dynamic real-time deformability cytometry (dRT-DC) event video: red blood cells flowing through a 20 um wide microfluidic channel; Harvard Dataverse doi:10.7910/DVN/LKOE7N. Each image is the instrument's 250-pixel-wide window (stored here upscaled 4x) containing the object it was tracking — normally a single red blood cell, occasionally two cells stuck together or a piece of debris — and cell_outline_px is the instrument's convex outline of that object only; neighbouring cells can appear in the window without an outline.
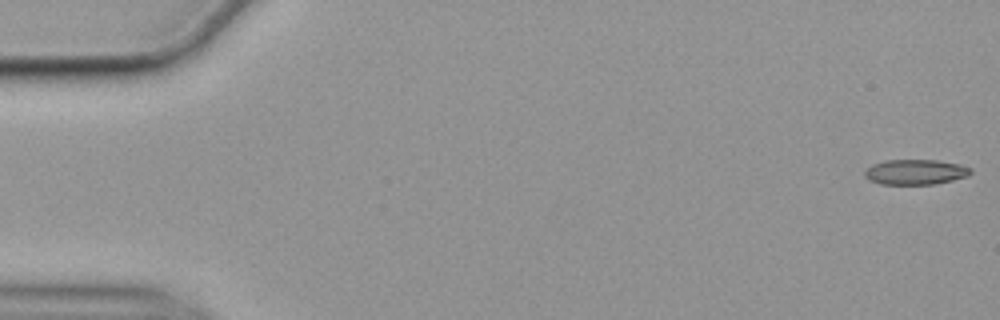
{"species": "common noctule bat (a hibernating species)", "species_latin": "Nyctalus noctula", "temperature_condition": "cold", "stored_images_in_passage": 50, "camera_frame_rate_fps": 3000, "um_per_image_px": 0.085, "animal": {"sex": "female", "body_mass_g": 19.9}, "frame": {"image": 1, "passage_image": 1, "time_ms": 0.0, "image_size_px": [1000, 320], "cell_outline_px": [[972, 172], [968, 176], [952, 180], [932, 184], [880, 184], [868, 180], [864, 176], [864, 172], [872, 164], [884, 160], [936, 160], [960, 164], [972, 168]], "centroid_in_image_um": [77.8, 14.61], "position_along_channel_um": 7.2, "area_um2": 15.61}}
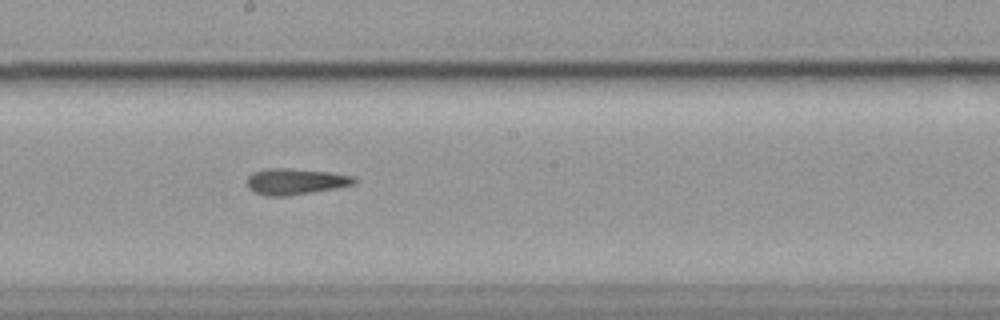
{"frame": {"image": 2, "passage_image": 31, "time_ms": 10.0, "image_size_px": [1000, 320], "cell_outline_px": [[356, 184], [336, 188], [288, 196], [264, 196], [248, 188], [248, 176], [252, 172], [264, 168], [288, 168], [332, 172], [352, 176], [356, 180]], "centroid_in_image_um": [25.1, 15.42], "position_along_channel_um": 223.1, "area_um2": 16.42}}
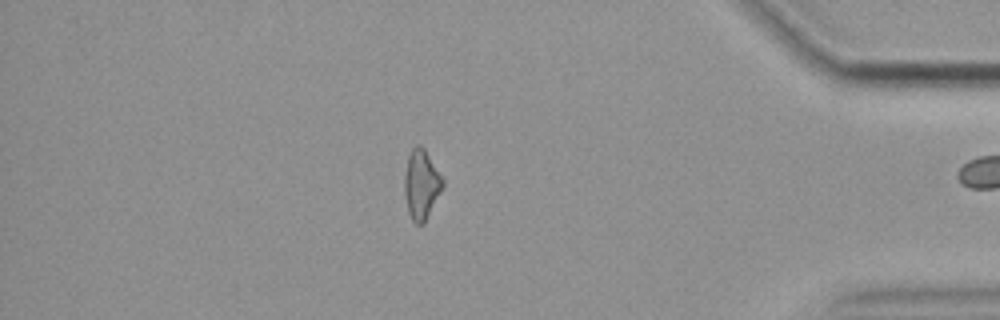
{"frame": {"image": 3, "passage_image": 49, "time_ms": 16.0, "image_size_px": [1000, 320], "cell_outline_px": [[444, 188], [424, 224], [416, 224], [412, 220], [408, 212], [404, 196], [404, 172], [408, 156], [412, 148], [416, 144], [420, 144], [424, 148], [444, 180]], "centroid_in_image_um": [35.81, 15.69], "position_along_channel_um": 399.4, "area_um2": 15.84}}